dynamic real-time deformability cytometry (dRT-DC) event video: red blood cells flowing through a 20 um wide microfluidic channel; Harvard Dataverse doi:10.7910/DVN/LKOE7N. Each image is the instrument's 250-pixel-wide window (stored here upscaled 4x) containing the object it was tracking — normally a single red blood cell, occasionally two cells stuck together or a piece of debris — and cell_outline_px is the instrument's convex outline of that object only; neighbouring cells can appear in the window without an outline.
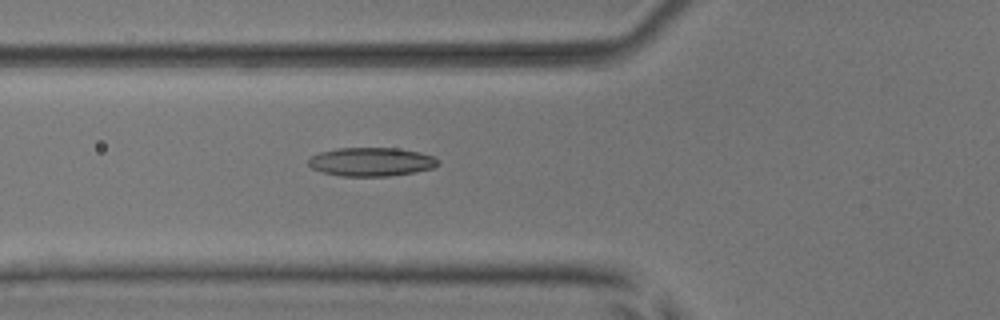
{"species": "common noctule bat (a hibernating species)", "species_latin": "Nyctalus noctula", "temperature_condition": "room temperature", "stored_images_in_passage": 39, "camera_frame_rate_fps": 3000, "um_per_image_px": 0.085, "animal": {"sex": "male", "body_mass_g": 17.9, "forearm_length_mm": 54.2}, "frame": {"image": 1, "passage_image": 6, "time_ms": 1.667, "image_size_px": [1000, 320], "cell_outline_px": [[440, 164], [432, 168], [416, 172], [388, 176], [340, 176], [324, 172], [312, 168], [308, 164], [308, 160], [312, 156], [320, 152], [336, 148], [396, 148], [420, 152], [432, 156], [440, 160]], "centroid_in_image_um": [31.58, 13.75], "position_along_channel_um": 94.2, "area_um2": 21.68}}
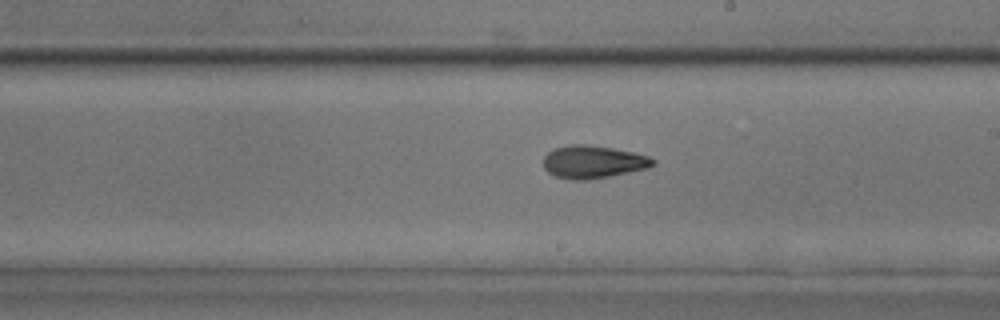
{"frame": {"image": 2, "passage_image": 17, "time_ms": 5.333, "image_size_px": [1000, 320], "cell_outline_px": [[656, 164], [648, 168], [588, 180], [572, 180], [556, 176], [548, 172], [544, 168], [544, 156], [548, 152], [556, 148], [568, 144], [588, 144], [612, 148], [632, 152], [648, 156], [656, 160]], "centroid_in_image_um": [50.41, 13.75], "position_along_channel_um": 238.6, "area_um2": 20.87}}
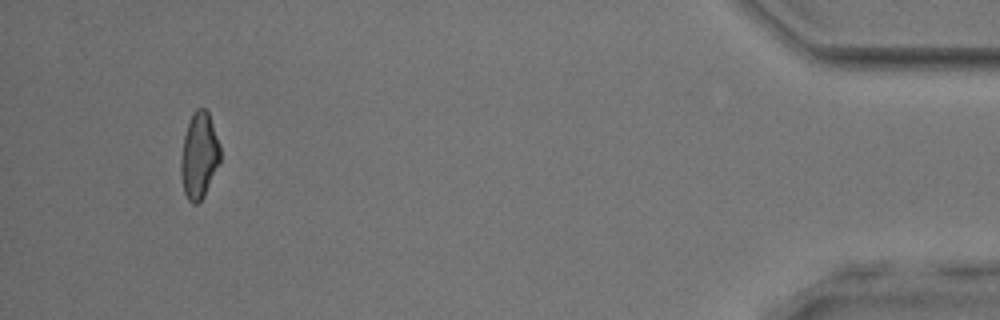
{"frame": {"image": 3, "passage_image": 36, "time_ms": 11.667, "image_size_px": [1000, 320], "cell_outline_px": [[220, 160], [204, 196], [196, 204], [192, 204], [188, 200], [184, 192], [180, 172], [180, 160], [184, 136], [192, 112], [196, 108], [204, 108], [208, 112], [220, 144]], "centroid_in_image_um": [16.91, 13.22], "position_along_channel_um": 418.3, "area_um2": 19.65}, "authors_computed_cell_mechanics": {"area_um2": 20.23, "velocity_mm_per_s": 3.9428, "shape_relaxation_time_tau1_ms": null, "shape_relaxation_time_tau2_ms": 2.7082, "deformation_change_tau1": null, "deformation_change_tau2": 0.0866}}